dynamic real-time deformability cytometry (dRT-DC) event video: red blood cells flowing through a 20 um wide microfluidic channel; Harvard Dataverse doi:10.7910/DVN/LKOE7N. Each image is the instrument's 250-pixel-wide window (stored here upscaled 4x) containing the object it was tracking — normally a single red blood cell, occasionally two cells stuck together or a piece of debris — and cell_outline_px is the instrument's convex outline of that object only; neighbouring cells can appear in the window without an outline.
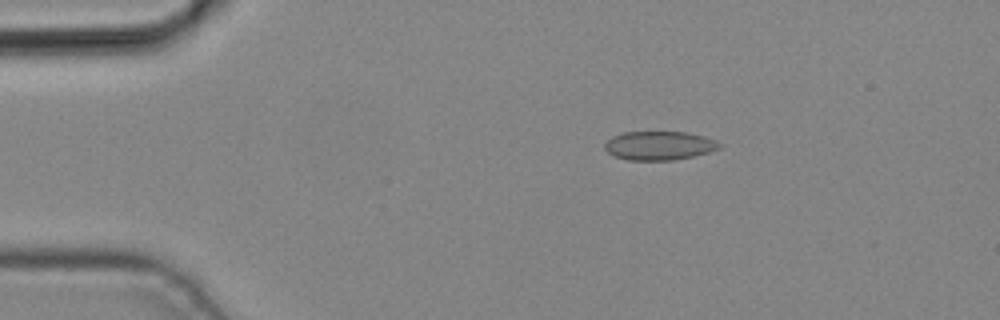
{"species": "common noctule bat (a hibernating species)", "species_latin": "Nyctalus noctula", "temperature_condition": "cold", "stored_images_in_passage": 4, "camera_frame_rate_fps": 3000, "um_per_image_px": 0.085, "animal": {"sex": "male", "body_mass_g": 19.2, "forearm_length_mm": 51.8}, "frame": {"image": 1, "passage_image": 2, "time_ms": 0.333, "image_size_px": [1000, 320], "cell_outline_px": [[720, 148], [708, 152], [692, 156], [672, 160], [628, 160], [612, 156], [604, 148], [604, 144], [612, 136], [624, 132], [684, 132], [704, 136], [720, 144]], "centroid_in_image_um": [55.97, 12.38], "position_along_channel_um": 29.0, "area_um2": 19.07}}
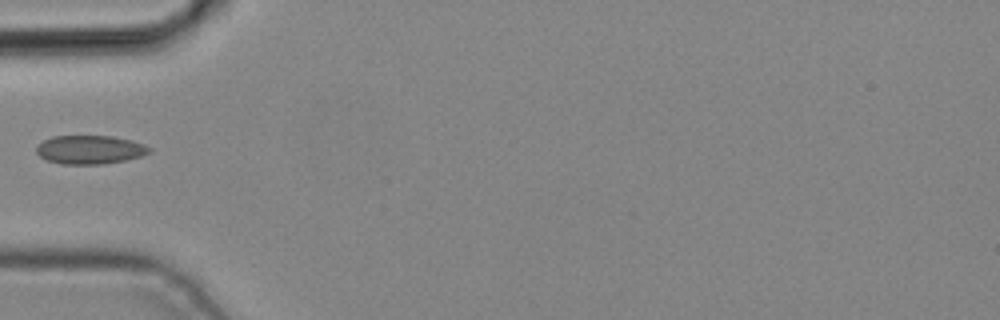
{"frame": {"image": 2, "passage_image": 4, "time_ms": 1.0, "image_size_px": [1000, 320], "cell_outline_px": [[152, 152], [144, 156], [104, 164], [60, 164], [48, 160], [40, 156], [36, 152], [36, 144], [52, 136], [112, 136], [144, 144], [152, 148]], "centroid_in_image_um": [7.65, 12.72], "position_along_channel_um": 77.4, "area_um2": 18.96}}